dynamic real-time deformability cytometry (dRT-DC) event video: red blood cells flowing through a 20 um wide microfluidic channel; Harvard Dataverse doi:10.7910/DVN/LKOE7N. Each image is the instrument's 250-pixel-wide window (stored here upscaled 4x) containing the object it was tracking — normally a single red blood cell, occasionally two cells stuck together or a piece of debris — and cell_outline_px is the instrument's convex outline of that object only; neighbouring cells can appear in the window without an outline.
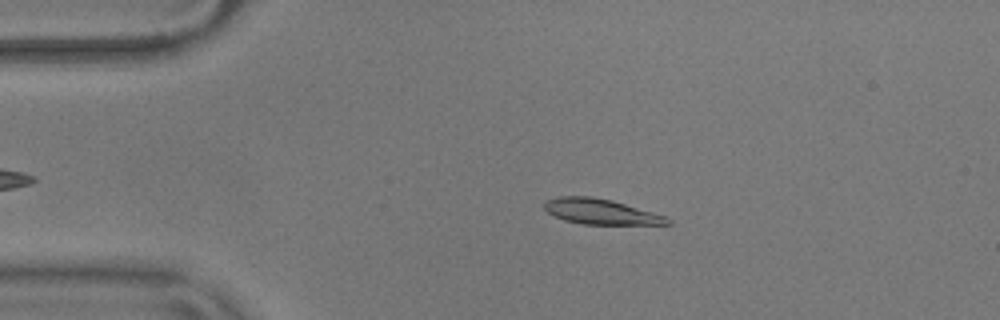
{"species": "common noctule bat (a hibernating species)", "species_latin": "Nyctalus noctula", "temperature_condition": "warm", "stored_images_in_passage": 47, "camera_frame_rate_fps": 3000, "um_per_image_px": 0.085, "animal": {"sex": "male", "body_mass_g": 17.9}, "frame": {"image": 1, "passage_image": 10, "time_ms": 3.0, "image_size_px": [1000, 320], "cell_outline_px": [[672, 224], [584, 224], [564, 220], [548, 212], [544, 208], [544, 200], [560, 196], [592, 196], [612, 200], [668, 216], [672, 220]], "centroid_in_image_um": [51.1, 17.98], "position_along_channel_um": 33.9, "area_um2": 18.26}}
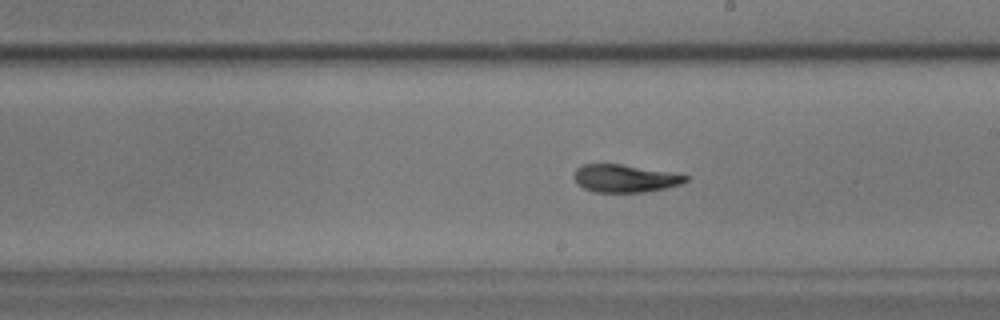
{"frame": {"image": 2, "passage_image": 30, "time_ms": 9.667, "image_size_px": [1000, 320], "cell_outline_px": [[688, 180], [680, 184], [664, 188], [644, 192], [596, 192], [584, 188], [576, 180], [576, 168], [584, 164], [620, 164], [688, 176]], "centroid_in_image_um": [53.1, 15.17], "position_along_channel_um": 235.9, "area_um2": 17.4}}
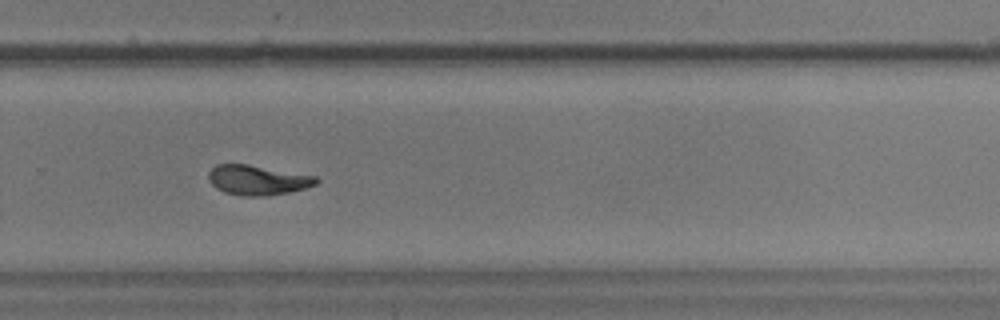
{"frame": {"image": 3, "passage_image": 36, "time_ms": 11.667, "image_size_px": [1000, 320], "cell_outline_px": [[320, 180], [316, 184], [304, 188], [288, 192], [264, 196], [240, 196], [224, 192], [216, 188], [208, 180], [208, 172], [216, 164], [248, 164], [316, 176]], "centroid_in_image_um": [21.86, 15.3], "position_along_channel_um": 307.9, "area_um2": 18.73}, "authors_computed_cell_mechanics": {"area_um2": 18.4382, "velocity_mm_per_s": 3.6146, "shape_relaxation_time_tau1_ms": 8.0956, "shape_relaxation_time_tau2_ms": 3.0104, "deformation_change_tau1": 0.2229, "deformation_change_tau2": 0.084}}